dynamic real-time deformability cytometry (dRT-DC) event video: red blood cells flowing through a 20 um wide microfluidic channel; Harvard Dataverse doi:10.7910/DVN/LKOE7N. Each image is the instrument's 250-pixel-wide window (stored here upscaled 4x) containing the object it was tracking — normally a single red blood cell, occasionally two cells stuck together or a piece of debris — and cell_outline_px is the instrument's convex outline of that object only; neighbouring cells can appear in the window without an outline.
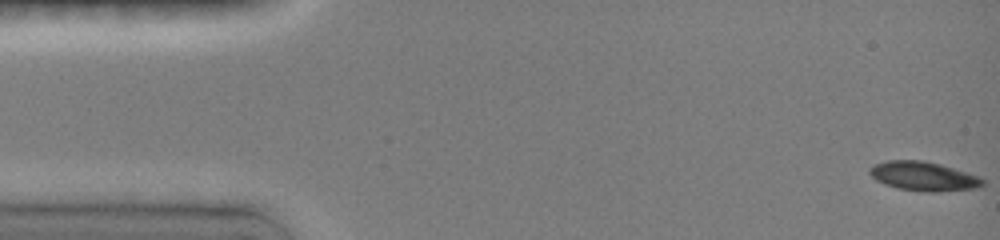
{"species": "common noctule bat (a hibernating species)", "species_latin": "Nyctalus noctula", "temperature_condition": "room temperature", "stored_images_in_passage": 48, "camera_frame_rate_fps": 3000, "um_per_image_px": 0.085, "animal": {"sex": "female", "body_mass_g": 19.0, "forearm_length_mm": 51.5}, "frame": {"image": 1, "passage_image": 1, "time_ms": 0.0, "image_size_px": [1000, 240], "cell_outline_px": [[984, 184], [976, 188], [936, 192], [928, 192], [896, 188], [884, 184], [876, 180], [868, 172], [868, 168], [876, 164], [888, 160], [920, 160], [940, 164], [980, 176], [984, 180]], "centroid_in_image_um": [78.49, 14.98], "position_along_channel_um": 6.5, "area_um2": 19.19}}
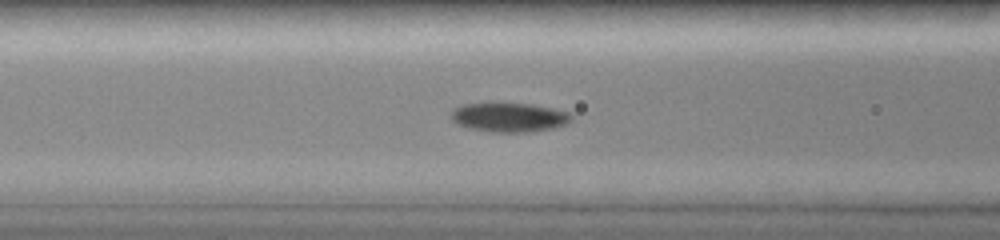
{"frame": {"image": 2, "passage_image": 19, "time_ms": 6.0, "image_size_px": [1000, 240], "cell_outline_px": [[572, 120], [564, 124], [552, 128], [532, 132], [488, 132], [468, 128], [456, 124], [452, 120], [452, 108], [464, 104], [532, 104], [572, 112]], "centroid_in_image_um": [43.28, 9.98], "position_along_channel_um": 123.3, "area_um2": 20.46}}
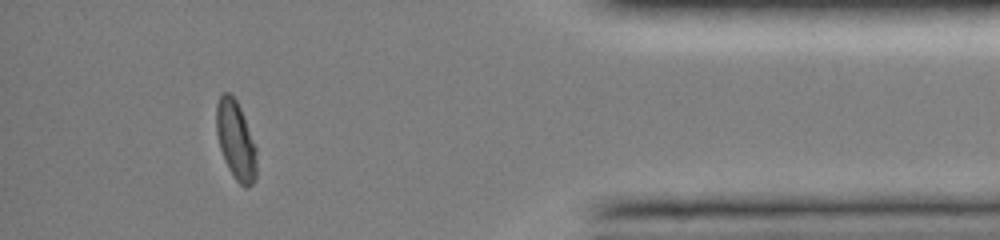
{"frame": {"image": 3, "passage_image": 43, "time_ms": 14.0, "image_size_px": [1000, 240], "cell_outline_px": [[256, 180], [252, 184], [244, 188], [236, 180], [228, 168], [224, 160], [220, 148], [216, 132], [216, 104], [220, 92], [228, 92], [236, 100], [244, 116], [256, 148]], "centroid_in_image_um": [20.03, 11.91], "position_along_channel_um": 415.2, "area_um2": 18.55}, "authors_computed_cell_mechanics": {"area_um2": 19.4208, "velocity_mm_per_s": 4.0394, "shape_relaxation_time_tau1_ms": 3.6575, "shape_relaxation_time_tau2_ms": null, "deformation_change_tau1": 0.1676, "deformation_change_tau2": null}}